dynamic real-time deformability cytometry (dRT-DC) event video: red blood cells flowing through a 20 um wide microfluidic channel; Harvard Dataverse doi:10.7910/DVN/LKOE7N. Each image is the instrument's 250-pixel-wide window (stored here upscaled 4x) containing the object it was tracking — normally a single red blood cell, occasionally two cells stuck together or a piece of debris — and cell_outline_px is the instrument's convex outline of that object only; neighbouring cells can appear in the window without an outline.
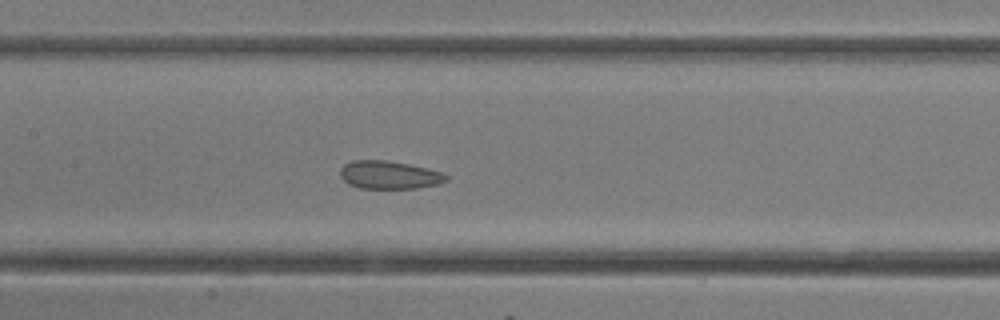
{"species": "common noctule bat (a hibernating species)", "species_latin": "Nyctalus noctula", "temperature_condition": "room temperature", "stored_images_in_passage": 15, "camera_frame_rate_fps": 3000, "um_per_image_px": 0.085, "animal": {"sex": "female"}, "frame": {"image": 1, "passage_image": 13, "time_ms": 4.0, "image_size_px": [1000, 320], "cell_outline_px": [[448, 180], [440, 184], [416, 188], [360, 188], [348, 184], [340, 176], [340, 168], [344, 164], [352, 160], [388, 160], [428, 168], [444, 172], [448, 176]], "centroid_in_image_um": [33.1, 14.86], "position_along_channel_um": 174.3, "area_um2": 17.51}}
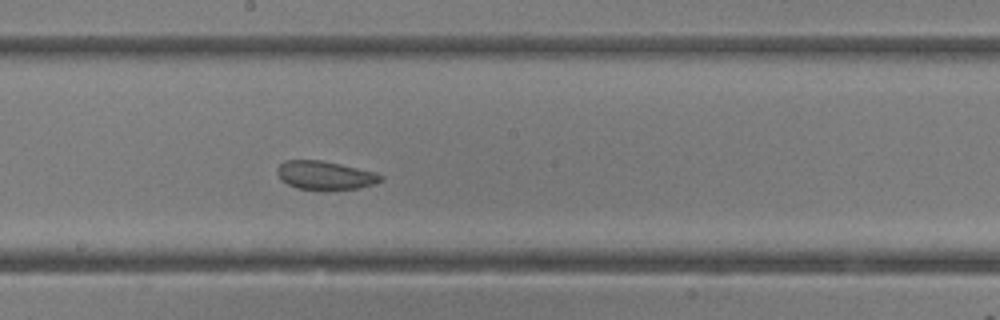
{"frame": {"image": 2, "passage_image": 15, "time_ms": 4.667, "image_size_px": [1000, 320], "cell_outline_px": [[384, 180], [360, 188], [324, 192], [296, 188], [280, 180], [276, 172], [276, 168], [284, 160], [320, 160], [340, 164], [376, 172], [384, 176]], "centroid_in_image_um": [27.62, 14.93], "position_along_channel_um": 220.6, "area_um2": 17.86}}